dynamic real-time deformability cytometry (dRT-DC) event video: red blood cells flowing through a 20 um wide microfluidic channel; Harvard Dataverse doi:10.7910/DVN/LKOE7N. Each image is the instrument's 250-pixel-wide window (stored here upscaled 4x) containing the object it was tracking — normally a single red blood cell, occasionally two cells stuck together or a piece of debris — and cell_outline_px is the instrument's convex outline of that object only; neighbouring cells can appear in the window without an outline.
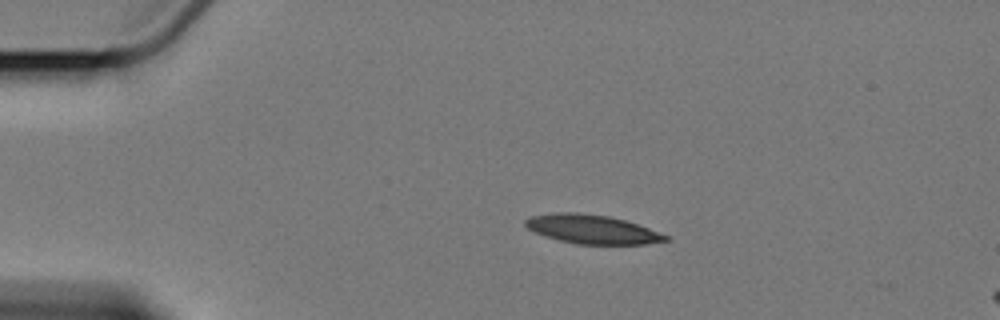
{"species": "Egyptian fruit bat (a non-hibernating species)", "species_latin": "Rousettus aegyptiacus", "temperature_condition": "cold", "stored_images_in_passage": 2, "camera_frame_rate_fps": 3000, "um_per_image_px": 0.085, "animal": {"sex": "female"}, "frame": {"image": 1, "passage_image": 1, "time_ms": 0.0, "image_size_px": [1000, 320], "cell_outline_px": [[668, 240], [644, 244], [580, 244], [560, 240], [536, 232], [528, 228], [524, 224], [524, 220], [528, 216], [556, 212], [576, 212], [608, 216], [624, 220], [648, 228], [668, 236]], "centroid_in_image_um": [50.29, 19.47], "position_along_channel_um": 34.7, "area_um2": 23.24}}